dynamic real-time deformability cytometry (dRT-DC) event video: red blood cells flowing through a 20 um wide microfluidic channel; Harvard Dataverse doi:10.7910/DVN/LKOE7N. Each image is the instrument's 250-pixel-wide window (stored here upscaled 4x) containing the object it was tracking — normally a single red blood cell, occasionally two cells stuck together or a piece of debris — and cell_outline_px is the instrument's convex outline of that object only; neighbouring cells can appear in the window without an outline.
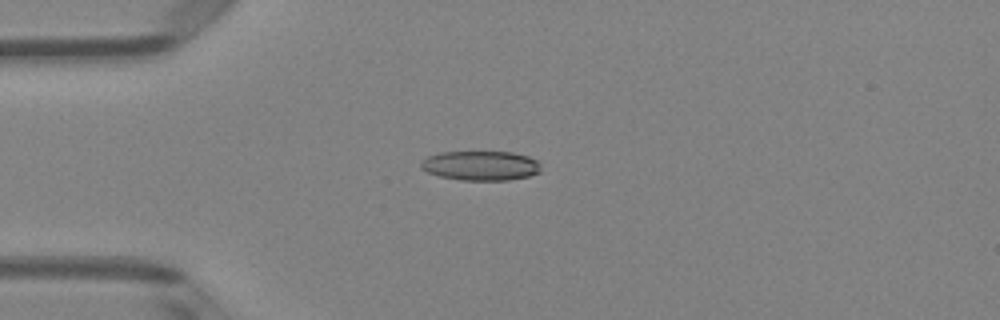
{"species": "Egyptian fruit bat (a non-hibernating species)", "species_latin": "Rousettus aegyptiacus", "temperature_condition": "room temperature", "stored_images_in_passage": 50, "camera_frame_rate_fps": 3000, "um_per_image_px": 0.085, "animal": {"sex": "female"}, "frame": {"image": 1, "passage_image": 13, "time_ms": 4.0, "image_size_px": [1000, 320], "cell_outline_px": [[540, 172], [528, 176], [508, 180], [460, 180], [440, 176], [428, 172], [420, 168], [420, 164], [428, 156], [440, 152], [512, 152], [528, 156], [536, 160], [540, 164]], "centroid_in_image_um": [40.86, 14.08], "position_along_channel_um": 44.1, "area_um2": 20.58}}
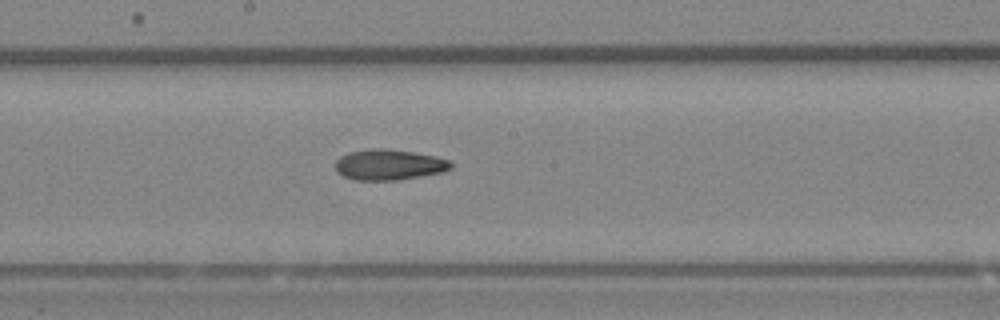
{"frame": {"image": 2, "passage_image": 27, "time_ms": 8.667, "image_size_px": [1000, 320], "cell_outline_px": [[452, 168], [444, 172], [400, 180], [352, 180], [336, 172], [336, 160], [340, 156], [348, 152], [372, 148], [384, 148], [412, 152], [436, 156], [448, 160], [452, 164]], "centroid_in_image_um": [33.06, 14.0], "position_along_channel_um": 215.1, "area_um2": 20.81}}
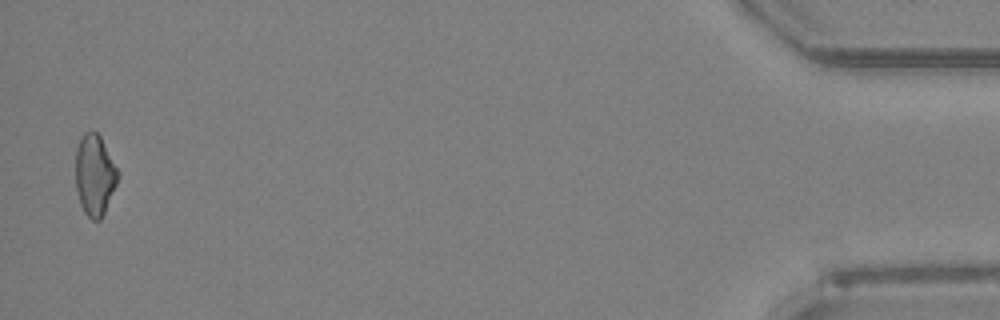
{"frame": {"image": 3, "passage_image": 49, "time_ms": 16.0, "image_size_px": [1000, 320], "cell_outline_px": [[120, 172], [116, 184], [104, 212], [100, 220], [92, 220], [84, 212], [80, 204], [76, 188], [76, 148], [80, 136], [84, 132], [92, 128], [100, 136]], "centroid_in_image_um": [8.04, 14.82], "position_along_channel_um": 427.2, "area_um2": 20.06}, "authors_computed_cell_mechanics": {"area_um2": 20.3745, "velocity_mm_per_s": 4.1002, "shape_relaxation_time_tau1_ms": null, "shape_relaxation_time_tau2_ms": 10.3602, "deformation_change_tau1": null, "deformation_change_tau2": 0.2216}}